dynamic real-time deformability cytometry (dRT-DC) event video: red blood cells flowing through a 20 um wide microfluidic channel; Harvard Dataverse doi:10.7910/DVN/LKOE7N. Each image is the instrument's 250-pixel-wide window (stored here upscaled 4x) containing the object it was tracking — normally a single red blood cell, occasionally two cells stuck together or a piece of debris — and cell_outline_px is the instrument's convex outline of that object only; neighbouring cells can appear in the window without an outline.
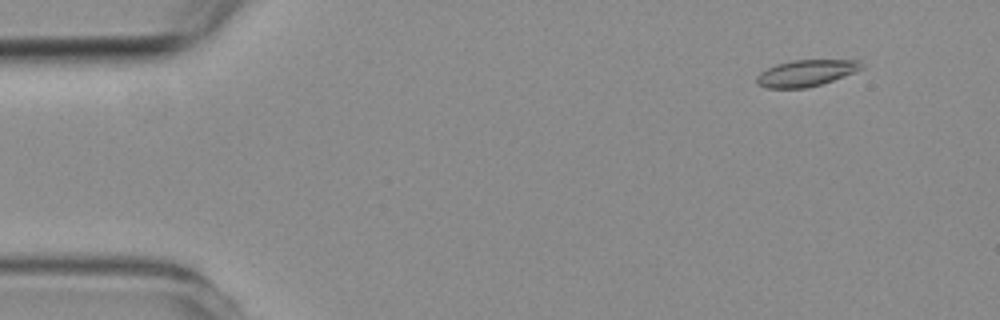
{"species": "common noctule bat (a hibernating species)", "species_latin": "Nyctalus noctula", "temperature_condition": "room temperature", "stored_images_in_passage": 5, "camera_frame_rate_fps": 3000, "um_per_image_px": 0.085, "animal": {"sex": "female", "body_mass_g": 19.3, "forearm_length_mm": 54.1}, "frame": {"image": 1, "passage_image": 2, "time_ms": 1.333, "image_size_px": [1000, 320], "cell_outline_px": [[864, 68], [832, 80], [808, 88], [764, 88], [756, 84], [756, 76], [760, 72], [776, 64], [792, 60], [860, 60]], "centroid_in_image_um": [68.47, 6.21], "position_along_channel_um": 16.5, "area_um2": 16.13}}